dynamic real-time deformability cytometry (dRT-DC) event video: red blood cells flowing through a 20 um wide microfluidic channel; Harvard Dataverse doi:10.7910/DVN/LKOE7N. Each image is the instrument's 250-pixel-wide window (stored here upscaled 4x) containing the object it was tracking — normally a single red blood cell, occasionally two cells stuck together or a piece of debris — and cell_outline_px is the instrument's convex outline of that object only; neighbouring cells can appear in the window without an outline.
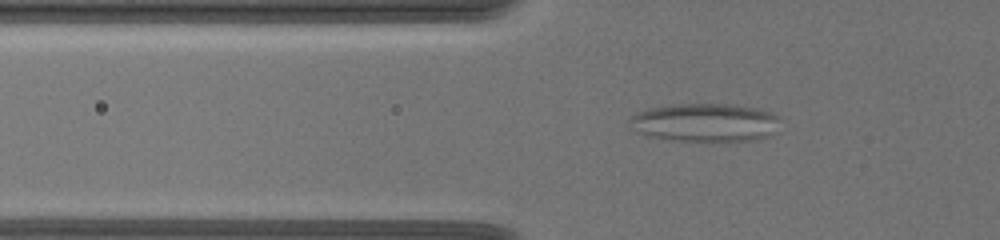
{"species": "common noctule bat (a hibernating species)", "species_latin": "Nyctalus noctula", "temperature_condition": "warm", "stored_images_in_passage": 35, "camera_frame_rate_fps": 3000, "um_per_image_px": 0.085, "animal": {"sex": "female", "body_mass_g": 19.5, "forearm_length_mm": 54.1}, "frame": {"image": 1, "passage_image": 25, "time_ms": 8.0, "image_size_px": [1000, 240], "cell_outline_px": [[776, 132], [768, 136], [748, 140], [712, 144], [672, 140], [648, 136], [636, 132], [628, 124], [628, 120], [632, 116], [648, 108], [676, 104], [728, 104], [756, 108], [772, 112], [776, 116]], "centroid_in_image_um": [59.89, 10.45], "position_along_channel_um": 65.9, "area_um2": 34.28}}
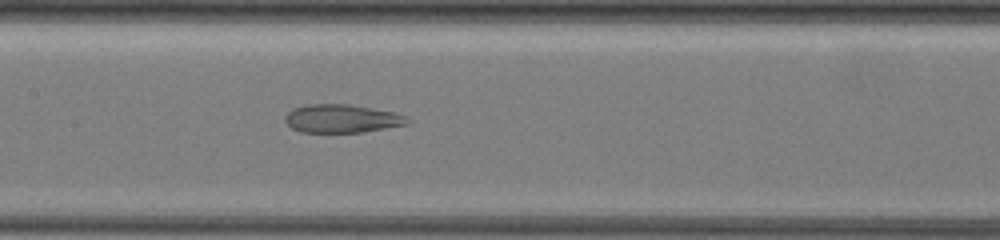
{"frame": {"image": 2, "passage_image": 34, "time_ms": 11.333, "image_size_px": [1000, 240], "cell_outline_px": [[412, 120], [408, 124], [360, 132], [300, 132], [292, 128], [284, 120], [284, 116], [288, 112], [296, 108], [308, 104], [348, 104], [372, 108], [392, 112], [404, 116]], "centroid_in_image_um": [29.04, 10.08], "position_along_channel_um": 178.4, "area_um2": 19.94}}